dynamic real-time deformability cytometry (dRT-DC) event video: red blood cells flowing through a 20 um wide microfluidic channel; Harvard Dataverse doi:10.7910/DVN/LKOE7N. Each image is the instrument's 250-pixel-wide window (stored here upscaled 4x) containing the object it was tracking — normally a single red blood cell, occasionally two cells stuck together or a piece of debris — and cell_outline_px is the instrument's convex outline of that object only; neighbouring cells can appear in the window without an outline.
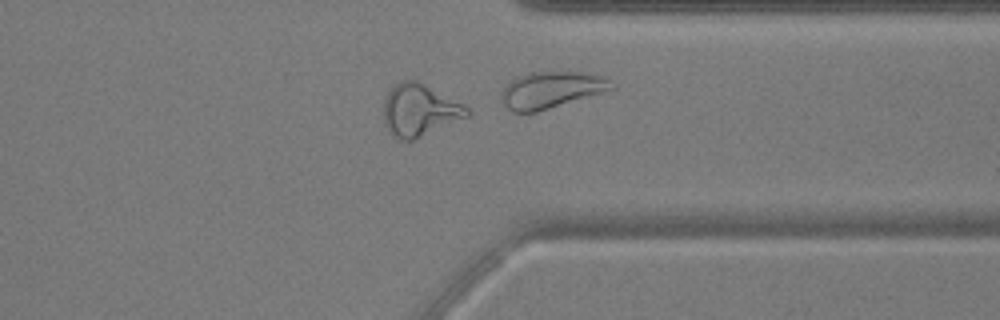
{"species": "common noctule bat (a hibernating species)", "species_latin": "Nyctalus noctula", "temperature_condition": "warm", "stored_images_in_passage": 36, "camera_frame_rate_fps": 3000, "um_per_image_px": 0.085, "animal": {"sex": "male", "body_mass_g": 17.9, "forearm_length_mm": 54.2}, "frame": {"image": 1, "passage_image": 31, "time_ms": 10.0, "image_size_px": [1000, 320], "cell_outline_px": [[472, 112], [468, 116], [412, 140], [400, 140], [384, 124], [384, 100], [388, 92], [400, 80], [416, 80], [464, 104]], "centroid_in_image_um": [35.66, 9.34], "position_along_channel_um": 375.7, "area_um2": 24.85}}